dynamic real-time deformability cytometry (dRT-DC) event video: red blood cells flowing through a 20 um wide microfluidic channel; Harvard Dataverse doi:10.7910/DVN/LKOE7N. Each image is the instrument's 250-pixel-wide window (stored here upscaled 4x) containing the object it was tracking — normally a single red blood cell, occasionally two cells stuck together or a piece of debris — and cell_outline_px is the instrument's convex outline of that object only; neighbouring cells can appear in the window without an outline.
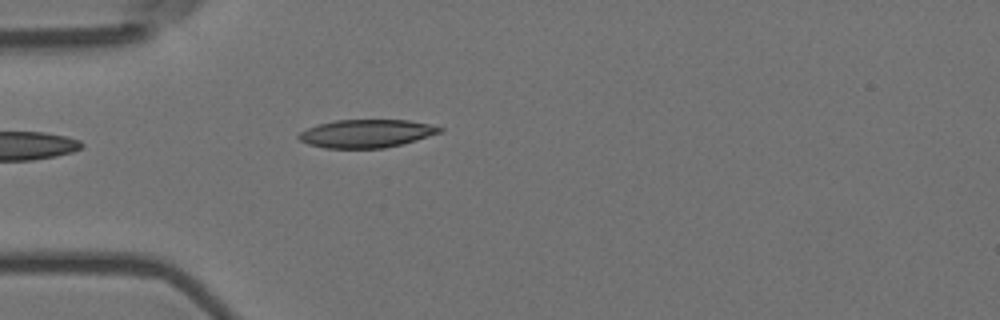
{"species": "Egyptian fruit bat (a non-hibernating species)", "species_latin": "Rousettus aegyptiacus", "temperature_condition": "room temperature", "stored_images_in_passage": 4, "camera_frame_rate_fps": 3000, "um_per_image_px": 0.085, "animal": {"sex": "female"}, "frame": {"image": 1, "passage_image": 4, "time_ms": 1.0, "image_size_px": [1000, 320], "cell_outline_px": [[444, 128], [440, 132], [416, 140], [384, 148], [324, 148], [308, 144], [300, 140], [296, 136], [300, 132], [308, 128], [320, 124], [336, 120], [408, 120], [432, 124]], "centroid_in_image_um": [31.14, 11.35], "position_along_channel_um": 53.9, "area_um2": 22.95}}